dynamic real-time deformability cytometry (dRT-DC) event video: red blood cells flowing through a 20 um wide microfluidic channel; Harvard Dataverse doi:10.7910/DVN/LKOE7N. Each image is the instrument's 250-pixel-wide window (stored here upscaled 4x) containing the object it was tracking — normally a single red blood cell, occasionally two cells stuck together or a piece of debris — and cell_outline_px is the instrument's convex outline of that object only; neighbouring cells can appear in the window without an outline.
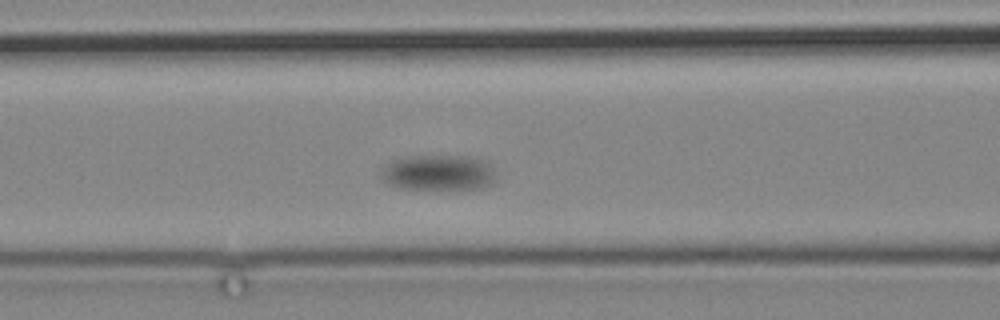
{"species": "common noctule bat (a hibernating species)", "species_latin": "Nyctalus noctula", "temperature_condition": "cold", "stored_images_in_passage": 9, "camera_frame_rate_fps": 3000, "um_per_image_px": 0.085, "animal": {"sex": "male", "body_mass_g": 19.2, "forearm_length_mm": 51.8}, "frame": {"image": 1, "passage_image": 6, "time_ms": 5.667, "image_size_px": [1000, 320], "cell_outline_px": [[496, 176], [492, 184], [480, 188], [440, 192], [400, 188], [384, 180], [380, 176], [380, 172], [392, 160], [408, 156], [476, 156], [488, 160]], "centroid_in_image_um": [37.33, 14.71], "position_along_channel_um": 129.3, "area_um2": 24.85}}
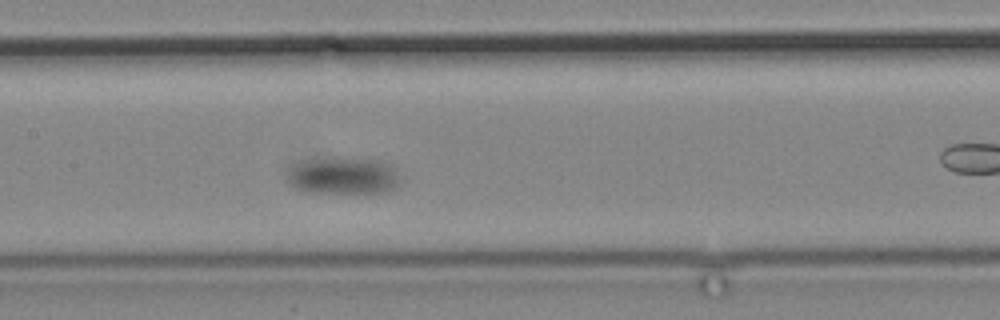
{"frame": {"image": 2, "passage_image": 8, "time_ms": 8.0, "image_size_px": [1000, 320], "cell_outline_px": [[404, 180], [396, 188], [388, 192], [304, 192], [288, 184], [288, 172], [300, 160], [376, 160], [392, 164], [396, 168]], "centroid_in_image_um": [29.27, 14.98], "position_along_channel_um": 178.1, "area_um2": 24.04}}